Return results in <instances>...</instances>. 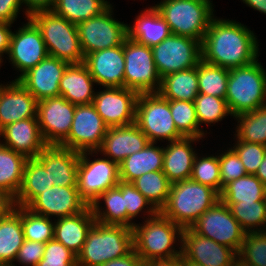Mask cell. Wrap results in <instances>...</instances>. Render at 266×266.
I'll use <instances>...</instances> for the list:
<instances>
[{"label": "cell", "instance_id": "7", "mask_svg": "<svg viewBox=\"0 0 266 266\" xmlns=\"http://www.w3.org/2000/svg\"><path fill=\"white\" fill-rule=\"evenodd\" d=\"M212 4L211 0H162L155 8L169 25L172 34L202 43L214 17Z\"/></svg>", "mask_w": 266, "mask_h": 266}, {"label": "cell", "instance_id": "23", "mask_svg": "<svg viewBox=\"0 0 266 266\" xmlns=\"http://www.w3.org/2000/svg\"><path fill=\"white\" fill-rule=\"evenodd\" d=\"M36 159L56 186H77L79 152L60 145H47Z\"/></svg>", "mask_w": 266, "mask_h": 266}, {"label": "cell", "instance_id": "26", "mask_svg": "<svg viewBox=\"0 0 266 266\" xmlns=\"http://www.w3.org/2000/svg\"><path fill=\"white\" fill-rule=\"evenodd\" d=\"M199 140L196 137H183L169 142L166 148L163 147L162 172L171 183L191 178L193 162L195 156L198 155L195 153L192 144Z\"/></svg>", "mask_w": 266, "mask_h": 266}, {"label": "cell", "instance_id": "21", "mask_svg": "<svg viewBox=\"0 0 266 266\" xmlns=\"http://www.w3.org/2000/svg\"><path fill=\"white\" fill-rule=\"evenodd\" d=\"M83 63L97 85L124 87V43L87 54Z\"/></svg>", "mask_w": 266, "mask_h": 266}, {"label": "cell", "instance_id": "51", "mask_svg": "<svg viewBox=\"0 0 266 266\" xmlns=\"http://www.w3.org/2000/svg\"><path fill=\"white\" fill-rule=\"evenodd\" d=\"M45 243L26 240L20 247L16 260L22 265L37 266L43 258Z\"/></svg>", "mask_w": 266, "mask_h": 266}, {"label": "cell", "instance_id": "11", "mask_svg": "<svg viewBox=\"0 0 266 266\" xmlns=\"http://www.w3.org/2000/svg\"><path fill=\"white\" fill-rule=\"evenodd\" d=\"M124 87L142 93H156L161 77L154 64L152 49L126 38L124 41Z\"/></svg>", "mask_w": 266, "mask_h": 266}, {"label": "cell", "instance_id": "22", "mask_svg": "<svg viewBox=\"0 0 266 266\" xmlns=\"http://www.w3.org/2000/svg\"><path fill=\"white\" fill-rule=\"evenodd\" d=\"M37 99L18 81L13 80L0 94V130L16 121L37 118Z\"/></svg>", "mask_w": 266, "mask_h": 266}, {"label": "cell", "instance_id": "33", "mask_svg": "<svg viewBox=\"0 0 266 266\" xmlns=\"http://www.w3.org/2000/svg\"><path fill=\"white\" fill-rule=\"evenodd\" d=\"M52 186L54 182H51L44 166L36 158H28L22 185L12 203L16 206L27 207L39 194Z\"/></svg>", "mask_w": 266, "mask_h": 266}, {"label": "cell", "instance_id": "42", "mask_svg": "<svg viewBox=\"0 0 266 266\" xmlns=\"http://www.w3.org/2000/svg\"><path fill=\"white\" fill-rule=\"evenodd\" d=\"M169 104L174 124L184 137H205V132L199 127L194 102L169 100Z\"/></svg>", "mask_w": 266, "mask_h": 266}, {"label": "cell", "instance_id": "35", "mask_svg": "<svg viewBox=\"0 0 266 266\" xmlns=\"http://www.w3.org/2000/svg\"><path fill=\"white\" fill-rule=\"evenodd\" d=\"M102 199L106 206L104 208L100 205ZM90 207L97 223L127 227V210L118 186L102 193Z\"/></svg>", "mask_w": 266, "mask_h": 266}, {"label": "cell", "instance_id": "56", "mask_svg": "<svg viewBox=\"0 0 266 266\" xmlns=\"http://www.w3.org/2000/svg\"><path fill=\"white\" fill-rule=\"evenodd\" d=\"M145 266H183L182 256L171 259L151 260L145 263Z\"/></svg>", "mask_w": 266, "mask_h": 266}, {"label": "cell", "instance_id": "50", "mask_svg": "<svg viewBox=\"0 0 266 266\" xmlns=\"http://www.w3.org/2000/svg\"><path fill=\"white\" fill-rule=\"evenodd\" d=\"M218 156L222 191L225 185L233 180L246 176L247 173L243 162L232 147Z\"/></svg>", "mask_w": 266, "mask_h": 266}, {"label": "cell", "instance_id": "62", "mask_svg": "<svg viewBox=\"0 0 266 266\" xmlns=\"http://www.w3.org/2000/svg\"><path fill=\"white\" fill-rule=\"evenodd\" d=\"M0 266H15L14 264H0Z\"/></svg>", "mask_w": 266, "mask_h": 266}, {"label": "cell", "instance_id": "45", "mask_svg": "<svg viewBox=\"0 0 266 266\" xmlns=\"http://www.w3.org/2000/svg\"><path fill=\"white\" fill-rule=\"evenodd\" d=\"M193 102L199 127L202 123L210 125L222 121L223 118L231 115L226 99L199 93Z\"/></svg>", "mask_w": 266, "mask_h": 266}, {"label": "cell", "instance_id": "19", "mask_svg": "<svg viewBox=\"0 0 266 266\" xmlns=\"http://www.w3.org/2000/svg\"><path fill=\"white\" fill-rule=\"evenodd\" d=\"M87 207V203L79 195L77 186L54 185L39 194L26 208L41 216L61 218L81 213Z\"/></svg>", "mask_w": 266, "mask_h": 266}, {"label": "cell", "instance_id": "4", "mask_svg": "<svg viewBox=\"0 0 266 266\" xmlns=\"http://www.w3.org/2000/svg\"><path fill=\"white\" fill-rule=\"evenodd\" d=\"M133 249L132 228L95 222L88 232L82 251L77 255V266H101L126 256Z\"/></svg>", "mask_w": 266, "mask_h": 266}, {"label": "cell", "instance_id": "58", "mask_svg": "<svg viewBox=\"0 0 266 266\" xmlns=\"http://www.w3.org/2000/svg\"><path fill=\"white\" fill-rule=\"evenodd\" d=\"M12 207V201L3 195H0V220Z\"/></svg>", "mask_w": 266, "mask_h": 266}, {"label": "cell", "instance_id": "16", "mask_svg": "<svg viewBox=\"0 0 266 266\" xmlns=\"http://www.w3.org/2000/svg\"><path fill=\"white\" fill-rule=\"evenodd\" d=\"M95 93L92 104L108 127L135 123L138 93L126 87H104Z\"/></svg>", "mask_w": 266, "mask_h": 266}, {"label": "cell", "instance_id": "3", "mask_svg": "<svg viewBox=\"0 0 266 266\" xmlns=\"http://www.w3.org/2000/svg\"><path fill=\"white\" fill-rule=\"evenodd\" d=\"M146 219L145 223L135 224L132 228L134 250L139 258L146 263L181 256L183 229L160 212ZM176 239L180 243V250L173 246Z\"/></svg>", "mask_w": 266, "mask_h": 266}, {"label": "cell", "instance_id": "14", "mask_svg": "<svg viewBox=\"0 0 266 266\" xmlns=\"http://www.w3.org/2000/svg\"><path fill=\"white\" fill-rule=\"evenodd\" d=\"M108 128L92 103L76 105L69 135L60 146L79 153L97 151Z\"/></svg>", "mask_w": 266, "mask_h": 266}, {"label": "cell", "instance_id": "64", "mask_svg": "<svg viewBox=\"0 0 266 266\" xmlns=\"http://www.w3.org/2000/svg\"><path fill=\"white\" fill-rule=\"evenodd\" d=\"M2 60H3V59H2V57L0 56V66H1V63L3 62Z\"/></svg>", "mask_w": 266, "mask_h": 266}, {"label": "cell", "instance_id": "28", "mask_svg": "<svg viewBox=\"0 0 266 266\" xmlns=\"http://www.w3.org/2000/svg\"><path fill=\"white\" fill-rule=\"evenodd\" d=\"M95 80L84 63L69 64L60 80V96L75 105L91 104Z\"/></svg>", "mask_w": 266, "mask_h": 266}, {"label": "cell", "instance_id": "34", "mask_svg": "<svg viewBox=\"0 0 266 266\" xmlns=\"http://www.w3.org/2000/svg\"><path fill=\"white\" fill-rule=\"evenodd\" d=\"M158 93L167 100L193 102L199 94L197 66L161 78Z\"/></svg>", "mask_w": 266, "mask_h": 266}, {"label": "cell", "instance_id": "44", "mask_svg": "<svg viewBox=\"0 0 266 266\" xmlns=\"http://www.w3.org/2000/svg\"><path fill=\"white\" fill-rule=\"evenodd\" d=\"M237 256L241 266H266V231L246 232Z\"/></svg>", "mask_w": 266, "mask_h": 266}, {"label": "cell", "instance_id": "53", "mask_svg": "<svg viewBox=\"0 0 266 266\" xmlns=\"http://www.w3.org/2000/svg\"><path fill=\"white\" fill-rule=\"evenodd\" d=\"M101 266H145V262H143L135 250L133 249L129 254L126 256L115 258L106 262Z\"/></svg>", "mask_w": 266, "mask_h": 266}, {"label": "cell", "instance_id": "36", "mask_svg": "<svg viewBox=\"0 0 266 266\" xmlns=\"http://www.w3.org/2000/svg\"><path fill=\"white\" fill-rule=\"evenodd\" d=\"M265 185L255 175L247 174L225 185L220 201L228 207L237 202L265 201Z\"/></svg>", "mask_w": 266, "mask_h": 266}, {"label": "cell", "instance_id": "1", "mask_svg": "<svg viewBox=\"0 0 266 266\" xmlns=\"http://www.w3.org/2000/svg\"><path fill=\"white\" fill-rule=\"evenodd\" d=\"M258 43L244 24L213 17L201 43L202 60L229 70L247 66L259 57Z\"/></svg>", "mask_w": 266, "mask_h": 266}, {"label": "cell", "instance_id": "60", "mask_svg": "<svg viewBox=\"0 0 266 266\" xmlns=\"http://www.w3.org/2000/svg\"><path fill=\"white\" fill-rule=\"evenodd\" d=\"M183 266H202L196 263L188 262L185 259H183Z\"/></svg>", "mask_w": 266, "mask_h": 266}, {"label": "cell", "instance_id": "30", "mask_svg": "<svg viewBox=\"0 0 266 266\" xmlns=\"http://www.w3.org/2000/svg\"><path fill=\"white\" fill-rule=\"evenodd\" d=\"M149 142L142 150L133 153L119 163L120 181L132 183L141 175L162 171L164 149Z\"/></svg>", "mask_w": 266, "mask_h": 266}, {"label": "cell", "instance_id": "6", "mask_svg": "<svg viewBox=\"0 0 266 266\" xmlns=\"http://www.w3.org/2000/svg\"><path fill=\"white\" fill-rule=\"evenodd\" d=\"M29 19L40 30L49 56L69 64L84 62L85 56L76 24L68 22L52 10L37 11L32 13Z\"/></svg>", "mask_w": 266, "mask_h": 266}, {"label": "cell", "instance_id": "49", "mask_svg": "<svg viewBox=\"0 0 266 266\" xmlns=\"http://www.w3.org/2000/svg\"><path fill=\"white\" fill-rule=\"evenodd\" d=\"M233 149L245 166L246 173L255 175L266 155V145L259 143H250L243 141H235Z\"/></svg>", "mask_w": 266, "mask_h": 266}, {"label": "cell", "instance_id": "24", "mask_svg": "<svg viewBox=\"0 0 266 266\" xmlns=\"http://www.w3.org/2000/svg\"><path fill=\"white\" fill-rule=\"evenodd\" d=\"M148 143L147 136L135 123L109 127L97 152L119 164L129 155L142 150Z\"/></svg>", "mask_w": 266, "mask_h": 266}, {"label": "cell", "instance_id": "37", "mask_svg": "<svg viewBox=\"0 0 266 266\" xmlns=\"http://www.w3.org/2000/svg\"><path fill=\"white\" fill-rule=\"evenodd\" d=\"M110 4L107 0H55L52 11L68 22L78 24L99 15Z\"/></svg>", "mask_w": 266, "mask_h": 266}, {"label": "cell", "instance_id": "61", "mask_svg": "<svg viewBox=\"0 0 266 266\" xmlns=\"http://www.w3.org/2000/svg\"><path fill=\"white\" fill-rule=\"evenodd\" d=\"M6 85H7V84H5V85L0 84V94H1V92H2V90H3V88H4Z\"/></svg>", "mask_w": 266, "mask_h": 266}, {"label": "cell", "instance_id": "5", "mask_svg": "<svg viewBox=\"0 0 266 266\" xmlns=\"http://www.w3.org/2000/svg\"><path fill=\"white\" fill-rule=\"evenodd\" d=\"M225 99L233 118L266 105V71L258 59L229 70Z\"/></svg>", "mask_w": 266, "mask_h": 266}, {"label": "cell", "instance_id": "27", "mask_svg": "<svg viewBox=\"0 0 266 266\" xmlns=\"http://www.w3.org/2000/svg\"><path fill=\"white\" fill-rule=\"evenodd\" d=\"M95 222L90 206L76 215L57 218L54 226V239L78 255Z\"/></svg>", "mask_w": 266, "mask_h": 266}, {"label": "cell", "instance_id": "41", "mask_svg": "<svg viewBox=\"0 0 266 266\" xmlns=\"http://www.w3.org/2000/svg\"><path fill=\"white\" fill-rule=\"evenodd\" d=\"M229 209L246 232L266 231V201L232 203Z\"/></svg>", "mask_w": 266, "mask_h": 266}, {"label": "cell", "instance_id": "43", "mask_svg": "<svg viewBox=\"0 0 266 266\" xmlns=\"http://www.w3.org/2000/svg\"><path fill=\"white\" fill-rule=\"evenodd\" d=\"M21 224L26 240L46 244L49 240L54 239L55 222L46 216L31 212L26 207H21Z\"/></svg>", "mask_w": 266, "mask_h": 266}, {"label": "cell", "instance_id": "20", "mask_svg": "<svg viewBox=\"0 0 266 266\" xmlns=\"http://www.w3.org/2000/svg\"><path fill=\"white\" fill-rule=\"evenodd\" d=\"M68 62L47 56L24 73L18 81L37 99L60 96L59 84Z\"/></svg>", "mask_w": 266, "mask_h": 266}, {"label": "cell", "instance_id": "46", "mask_svg": "<svg viewBox=\"0 0 266 266\" xmlns=\"http://www.w3.org/2000/svg\"><path fill=\"white\" fill-rule=\"evenodd\" d=\"M191 179L221 193L219 156H195Z\"/></svg>", "mask_w": 266, "mask_h": 266}, {"label": "cell", "instance_id": "8", "mask_svg": "<svg viewBox=\"0 0 266 266\" xmlns=\"http://www.w3.org/2000/svg\"><path fill=\"white\" fill-rule=\"evenodd\" d=\"M135 124L147 136L149 142L156 143L163 139L171 142L184 137L174 124L169 100L158 92L138 95Z\"/></svg>", "mask_w": 266, "mask_h": 266}, {"label": "cell", "instance_id": "63", "mask_svg": "<svg viewBox=\"0 0 266 266\" xmlns=\"http://www.w3.org/2000/svg\"><path fill=\"white\" fill-rule=\"evenodd\" d=\"M264 196H265V201H266V186H265Z\"/></svg>", "mask_w": 266, "mask_h": 266}, {"label": "cell", "instance_id": "48", "mask_svg": "<svg viewBox=\"0 0 266 266\" xmlns=\"http://www.w3.org/2000/svg\"><path fill=\"white\" fill-rule=\"evenodd\" d=\"M37 266H77V255L52 239L45 244L43 258Z\"/></svg>", "mask_w": 266, "mask_h": 266}, {"label": "cell", "instance_id": "13", "mask_svg": "<svg viewBox=\"0 0 266 266\" xmlns=\"http://www.w3.org/2000/svg\"><path fill=\"white\" fill-rule=\"evenodd\" d=\"M190 228L201 236L230 247L237 253L246 234L229 207L220 200L206 210Z\"/></svg>", "mask_w": 266, "mask_h": 266}, {"label": "cell", "instance_id": "12", "mask_svg": "<svg viewBox=\"0 0 266 266\" xmlns=\"http://www.w3.org/2000/svg\"><path fill=\"white\" fill-rule=\"evenodd\" d=\"M151 49L161 78L196 67L202 60L201 42L186 36L171 34Z\"/></svg>", "mask_w": 266, "mask_h": 266}, {"label": "cell", "instance_id": "38", "mask_svg": "<svg viewBox=\"0 0 266 266\" xmlns=\"http://www.w3.org/2000/svg\"><path fill=\"white\" fill-rule=\"evenodd\" d=\"M132 184L160 212L167 202L171 187L166 175L162 171L145 173Z\"/></svg>", "mask_w": 266, "mask_h": 266}, {"label": "cell", "instance_id": "29", "mask_svg": "<svg viewBox=\"0 0 266 266\" xmlns=\"http://www.w3.org/2000/svg\"><path fill=\"white\" fill-rule=\"evenodd\" d=\"M127 31L128 38L150 48L172 34L169 25L155 6L148 7L140 13L133 26H127Z\"/></svg>", "mask_w": 266, "mask_h": 266}, {"label": "cell", "instance_id": "39", "mask_svg": "<svg viewBox=\"0 0 266 266\" xmlns=\"http://www.w3.org/2000/svg\"><path fill=\"white\" fill-rule=\"evenodd\" d=\"M234 117L239 123L236 140L266 145V105Z\"/></svg>", "mask_w": 266, "mask_h": 266}, {"label": "cell", "instance_id": "2", "mask_svg": "<svg viewBox=\"0 0 266 266\" xmlns=\"http://www.w3.org/2000/svg\"><path fill=\"white\" fill-rule=\"evenodd\" d=\"M219 200L220 194L216 190L190 178L171 183L167 202L160 213L182 229L190 228Z\"/></svg>", "mask_w": 266, "mask_h": 266}, {"label": "cell", "instance_id": "9", "mask_svg": "<svg viewBox=\"0 0 266 266\" xmlns=\"http://www.w3.org/2000/svg\"><path fill=\"white\" fill-rule=\"evenodd\" d=\"M97 151L79 153L77 189L80 197L91 206L97 198L120 182L119 164L108 157L90 161L89 155Z\"/></svg>", "mask_w": 266, "mask_h": 266}, {"label": "cell", "instance_id": "65", "mask_svg": "<svg viewBox=\"0 0 266 266\" xmlns=\"http://www.w3.org/2000/svg\"><path fill=\"white\" fill-rule=\"evenodd\" d=\"M234 266H241L238 262Z\"/></svg>", "mask_w": 266, "mask_h": 266}, {"label": "cell", "instance_id": "25", "mask_svg": "<svg viewBox=\"0 0 266 266\" xmlns=\"http://www.w3.org/2000/svg\"><path fill=\"white\" fill-rule=\"evenodd\" d=\"M1 144L24 155L27 158H36L47 146L37 118H28L8 124L0 130Z\"/></svg>", "mask_w": 266, "mask_h": 266}, {"label": "cell", "instance_id": "59", "mask_svg": "<svg viewBox=\"0 0 266 266\" xmlns=\"http://www.w3.org/2000/svg\"><path fill=\"white\" fill-rule=\"evenodd\" d=\"M255 176L266 186V155L263 158L261 165L259 166Z\"/></svg>", "mask_w": 266, "mask_h": 266}, {"label": "cell", "instance_id": "18", "mask_svg": "<svg viewBox=\"0 0 266 266\" xmlns=\"http://www.w3.org/2000/svg\"><path fill=\"white\" fill-rule=\"evenodd\" d=\"M181 256L202 266H234L238 262L235 250L201 236L191 228L182 230Z\"/></svg>", "mask_w": 266, "mask_h": 266}, {"label": "cell", "instance_id": "40", "mask_svg": "<svg viewBox=\"0 0 266 266\" xmlns=\"http://www.w3.org/2000/svg\"><path fill=\"white\" fill-rule=\"evenodd\" d=\"M199 93L225 99L229 69L201 60L197 65Z\"/></svg>", "mask_w": 266, "mask_h": 266}, {"label": "cell", "instance_id": "54", "mask_svg": "<svg viewBox=\"0 0 266 266\" xmlns=\"http://www.w3.org/2000/svg\"><path fill=\"white\" fill-rule=\"evenodd\" d=\"M23 3L26 5L25 16L28 20L32 13L52 10L55 0H23Z\"/></svg>", "mask_w": 266, "mask_h": 266}, {"label": "cell", "instance_id": "31", "mask_svg": "<svg viewBox=\"0 0 266 266\" xmlns=\"http://www.w3.org/2000/svg\"><path fill=\"white\" fill-rule=\"evenodd\" d=\"M24 241L21 206L13 205L0 220V264H13Z\"/></svg>", "mask_w": 266, "mask_h": 266}, {"label": "cell", "instance_id": "47", "mask_svg": "<svg viewBox=\"0 0 266 266\" xmlns=\"http://www.w3.org/2000/svg\"><path fill=\"white\" fill-rule=\"evenodd\" d=\"M117 186L122 191L124 198L125 207L127 210V227L133 228L136 224L133 223V218L137 217L138 214L143 210H146L147 217L151 218L155 216L158 211L151 205V203L135 188L132 183L120 181ZM150 206V207H149ZM147 209H146V208Z\"/></svg>", "mask_w": 266, "mask_h": 266}, {"label": "cell", "instance_id": "32", "mask_svg": "<svg viewBox=\"0 0 266 266\" xmlns=\"http://www.w3.org/2000/svg\"><path fill=\"white\" fill-rule=\"evenodd\" d=\"M28 158L0 143V195L13 201L20 190Z\"/></svg>", "mask_w": 266, "mask_h": 266}, {"label": "cell", "instance_id": "10", "mask_svg": "<svg viewBox=\"0 0 266 266\" xmlns=\"http://www.w3.org/2000/svg\"><path fill=\"white\" fill-rule=\"evenodd\" d=\"M112 7L110 4L99 15L76 24L84 56L122 45L128 37V24L113 18Z\"/></svg>", "mask_w": 266, "mask_h": 266}, {"label": "cell", "instance_id": "55", "mask_svg": "<svg viewBox=\"0 0 266 266\" xmlns=\"http://www.w3.org/2000/svg\"><path fill=\"white\" fill-rule=\"evenodd\" d=\"M10 23L0 22V56L8 53L12 30Z\"/></svg>", "mask_w": 266, "mask_h": 266}, {"label": "cell", "instance_id": "15", "mask_svg": "<svg viewBox=\"0 0 266 266\" xmlns=\"http://www.w3.org/2000/svg\"><path fill=\"white\" fill-rule=\"evenodd\" d=\"M76 105L64 97H52L37 104V120L47 145H60L69 135Z\"/></svg>", "mask_w": 266, "mask_h": 266}, {"label": "cell", "instance_id": "57", "mask_svg": "<svg viewBox=\"0 0 266 266\" xmlns=\"http://www.w3.org/2000/svg\"><path fill=\"white\" fill-rule=\"evenodd\" d=\"M247 6L266 14V0H242Z\"/></svg>", "mask_w": 266, "mask_h": 266}, {"label": "cell", "instance_id": "52", "mask_svg": "<svg viewBox=\"0 0 266 266\" xmlns=\"http://www.w3.org/2000/svg\"><path fill=\"white\" fill-rule=\"evenodd\" d=\"M23 0H0V22L13 24L16 20Z\"/></svg>", "mask_w": 266, "mask_h": 266}, {"label": "cell", "instance_id": "17", "mask_svg": "<svg viewBox=\"0 0 266 266\" xmlns=\"http://www.w3.org/2000/svg\"><path fill=\"white\" fill-rule=\"evenodd\" d=\"M18 29L11 34L7 53L9 62L21 73L15 80L48 56L41 32L30 19Z\"/></svg>", "mask_w": 266, "mask_h": 266}]
</instances>
